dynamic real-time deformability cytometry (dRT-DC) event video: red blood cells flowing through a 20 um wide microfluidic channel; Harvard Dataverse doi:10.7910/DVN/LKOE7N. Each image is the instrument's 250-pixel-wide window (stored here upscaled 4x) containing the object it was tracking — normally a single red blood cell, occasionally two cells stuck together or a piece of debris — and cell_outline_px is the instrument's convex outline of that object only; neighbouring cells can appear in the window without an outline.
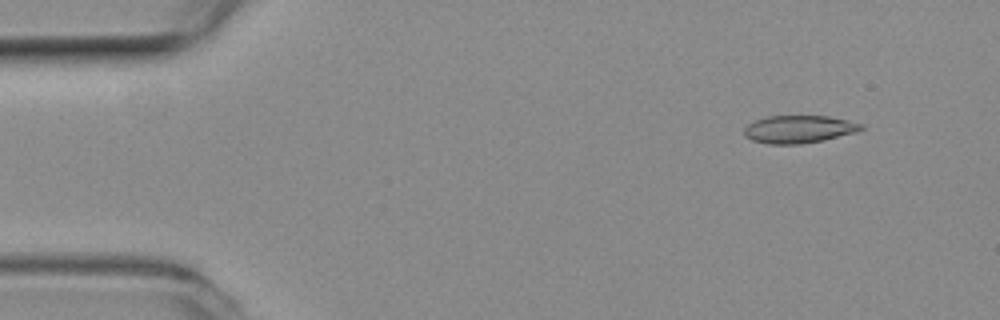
{"species": "common noctule bat (a hibernating species)", "species_latin": "Nyctalus noctula", "temperature_condition": "room temperature", "stored_images_in_passage": 56, "camera_frame_rate_fps": 3000, "um_per_image_px": 0.085, "animal": {"sex": "female", "body_mass_g": 19.3, "forearm_length_mm": 54.1}, "frame": {"image": 1, "passage_image": 5, "time_ms": 1.333, "image_size_px": [1000, 320], "cell_outline_px": [[864, 128], [856, 132], [824, 140], [800, 144], [768, 144], [752, 140], [744, 136], [744, 128], [748, 124], [756, 120], [768, 116], [828, 116], [848, 120], [864, 124]], "centroid_in_image_um": [67.91, 10.98], "position_along_channel_um": 17.1, "area_um2": 18.9}}
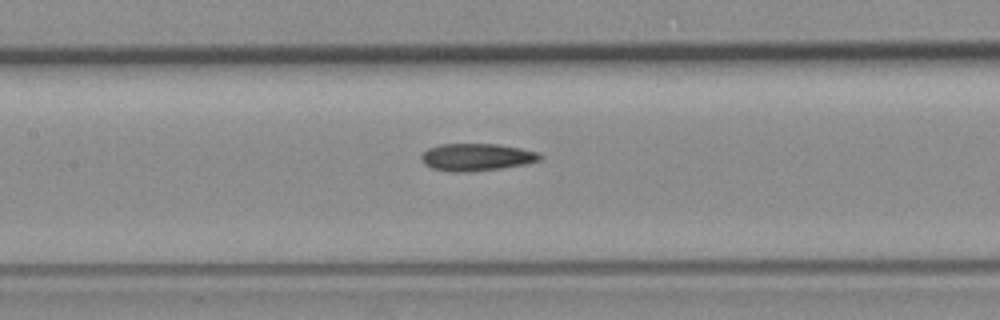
{"frame": {"image": 2, "passage_image": 25, "time_ms": 8.0, "image_size_px": [1000, 320], "cell_outline_px": [[544, 156], [540, 160], [528, 164], [472, 172], [448, 172], [432, 168], [424, 164], [420, 160], [420, 156], [428, 148], [440, 144], [496, 144], [520, 148], [540, 152]], "centroid_in_image_um": [40.52, 13.36], "position_along_channel_um": 166.9, "area_um2": 19.19}}
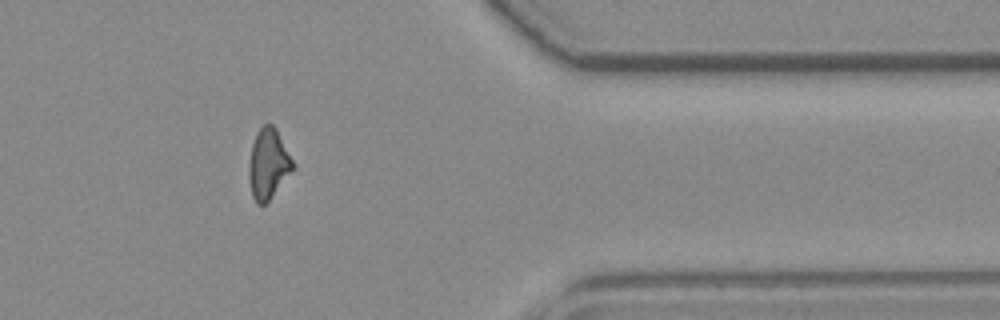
{"frame": {"image": 3, "passage_image": 45, "time_ms": 14.667, "image_size_px": [1000, 320], "cell_outline_px": [[296, 164], [268, 200], [264, 204], [256, 204], [252, 196], [248, 176], [248, 164], [252, 144], [256, 132], [264, 124], [272, 124], [276, 128]], "centroid_in_image_um": [22.78, 13.89], "position_along_channel_um": 388.6, "area_um2": 17.86}, "authors_computed_cell_mechanics": {"area_um2": 18.5538, "velocity_mm_per_s": 3.6643, "shape_relaxation_time_tau1_ms": null, "shape_relaxation_time_tau2_ms": 3.8131, "deformation_change_tau1": null, "deformation_change_tau2": 0.122}}